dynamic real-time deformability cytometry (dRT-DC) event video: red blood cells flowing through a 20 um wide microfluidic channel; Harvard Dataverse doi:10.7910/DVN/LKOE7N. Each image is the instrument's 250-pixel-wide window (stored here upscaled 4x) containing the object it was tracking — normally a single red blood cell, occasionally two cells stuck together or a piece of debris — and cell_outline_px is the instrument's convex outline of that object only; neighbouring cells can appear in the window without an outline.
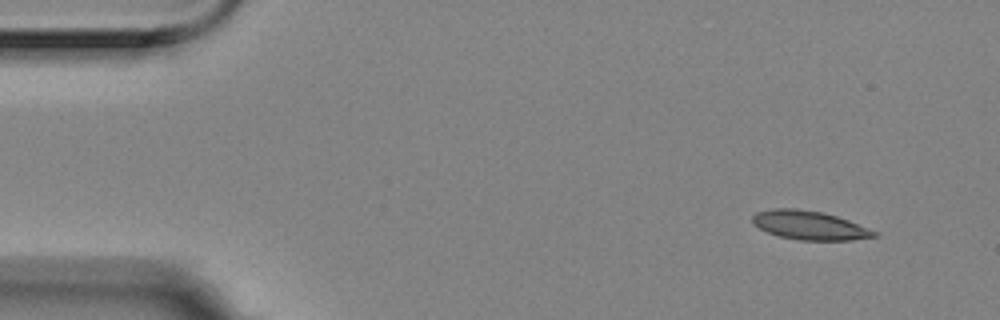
{"species": "Egyptian fruit bat (a non-hibernating species)", "species_latin": "Rousettus aegyptiacus", "temperature_condition": "room temperature", "stored_images_in_passage": 5, "camera_frame_rate_fps": 3000, "um_per_image_px": 0.085, "animal": {"sex": "female"}, "frame": {"image": 1, "passage_image": 1, "time_ms": 0.0, "image_size_px": [1000, 320], "cell_outline_px": [[880, 236], [852, 240], [800, 240], [780, 236], [768, 232], [752, 224], [752, 216], [756, 212], [776, 208], [796, 208], [820, 212], [836, 216], [848, 220], [880, 232]], "centroid_in_image_um": [68.85, 19.15], "position_along_channel_um": 16.2, "area_um2": 20.46}}
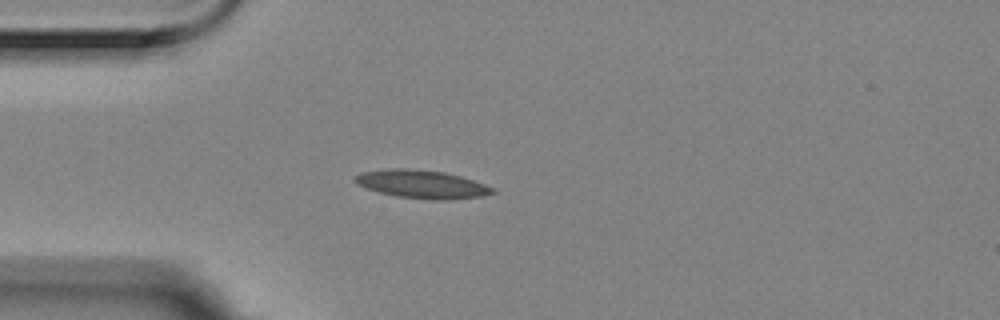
{"frame": {"image": 2, "passage_image": 4, "time_ms": 1.0, "image_size_px": [1000, 320], "cell_outline_px": [[496, 192], [480, 196], [452, 200], [432, 200], [396, 196], [364, 188], [356, 184], [352, 180], [360, 172], [384, 168], [408, 168], [444, 172], [460, 176], [496, 188]], "centroid_in_image_um": [35.82, 15.65], "position_along_channel_um": 49.2, "area_um2": 22.83}}